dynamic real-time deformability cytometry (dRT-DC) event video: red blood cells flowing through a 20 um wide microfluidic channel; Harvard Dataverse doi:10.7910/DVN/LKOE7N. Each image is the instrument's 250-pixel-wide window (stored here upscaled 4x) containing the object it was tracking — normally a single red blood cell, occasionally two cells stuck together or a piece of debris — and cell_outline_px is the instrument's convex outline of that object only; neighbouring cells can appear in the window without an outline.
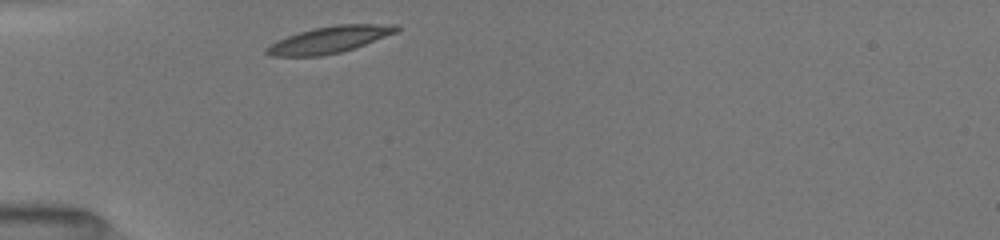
{"species": "common noctule bat (a hibernating species)", "species_latin": "Nyctalus noctula", "temperature_condition": "room temperature", "stored_images_in_passage": 4, "camera_frame_rate_fps": 3000, "um_per_image_px": 0.085, "animal": {"sex": "female", "body_mass_g": 19.5, "forearm_length_mm": 54.1}, "frame": {"image": 1, "passage_image": 1, "time_ms": 0.0, "image_size_px": [1000, 240], "cell_outline_px": [[400, 28], [396, 32], [364, 44], [340, 52], [320, 56], [272, 56], [264, 52], [264, 48], [268, 44], [276, 40], [300, 32], [316, 28], [336, 24], [400, 24]], "centroid_in_image_um": [27.96, 3.37], "position_along_channel_um": 57.0, "area_um2": 20.0}}